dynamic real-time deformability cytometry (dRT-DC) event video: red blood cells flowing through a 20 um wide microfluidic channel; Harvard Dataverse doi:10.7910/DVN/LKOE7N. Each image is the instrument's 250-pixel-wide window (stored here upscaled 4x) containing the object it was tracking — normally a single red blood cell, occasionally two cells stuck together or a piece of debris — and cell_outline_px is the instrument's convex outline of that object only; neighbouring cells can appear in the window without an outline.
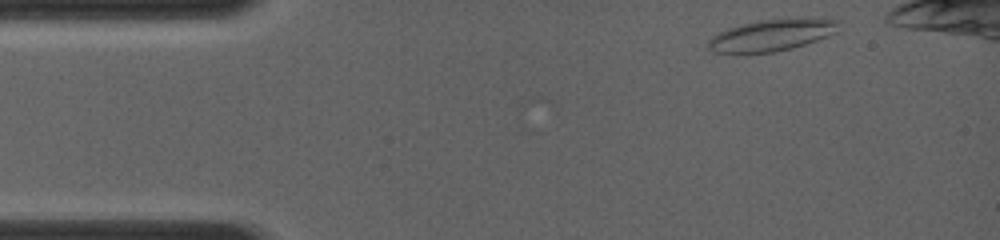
{"species": "common noctule bat (a hibernating species)", "species_latin": "Nyctalus noctula", "temperature_condition": "room temperature", "stored_images_in_passage": 5, "camera_frame_rate_fps": 4000, "um_per_image_px": 0.085, "animal": {"sex": "female", "body_mass_g": 19.0, "forearm_length_mm": 56.7}, "frame": {"image": 1, "passage_image": 1, "time_ms": 0.0, "image_size_px": [1000, 240], "cell_outline_px": [[840, 24], [836, 32], [828, 36], [792, 48], [776, 52], [712, 52], [708, 48], [708, 40], [712, 36], [728, 28], [760, 20], [796, 16], [824, 16], [840, 20]], "centroid_in_image_um": [65.73, 2.92], "position_along_channel_um": 19.3, "area_um2": 24.62}}